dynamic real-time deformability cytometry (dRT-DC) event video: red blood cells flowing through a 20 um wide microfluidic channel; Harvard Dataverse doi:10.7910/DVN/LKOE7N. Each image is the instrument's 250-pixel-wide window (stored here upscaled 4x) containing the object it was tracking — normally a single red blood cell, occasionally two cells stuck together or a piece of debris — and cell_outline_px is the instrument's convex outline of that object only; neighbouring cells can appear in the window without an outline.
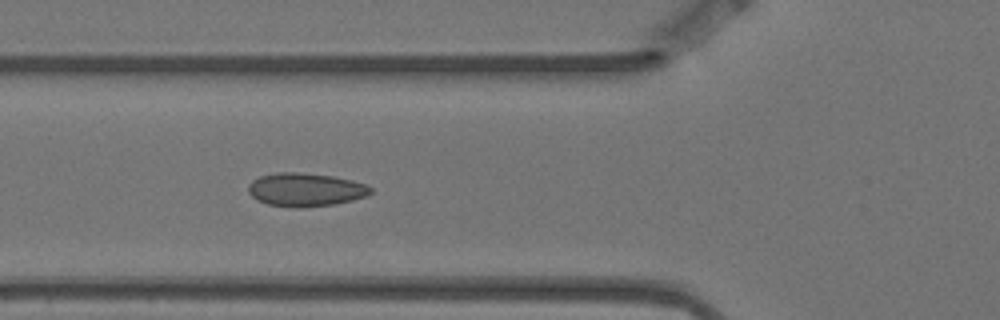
{"species": "Egyptian fruit bat (a non-hibernating species)", "species_latin": "Rousettus aegyptiacus", "temperature_condition": "warm", "stored_images_in_passage": 3, "camera_frame_rate_fps": 3000, "um_per_image_px": 0.085, "animal": {"sex": "female"}, "frame": {"image": 1, "passage_image": 3, "time_ms": 0.667, "image_size_px": [1000, 320], "cell_outline_px": [[372, 192], [364, 196], [352, 200], [332, 204], [300, 208], [292, 208], [268, 204], [256, 200], [248, 192], [248, 184], [252, 180], [260, 176], [276, 172], [296, 172], [332, 176], [352, 180], [364, 184], [372, 188]], "centroid_in_image_um": [25.91, 16.12], "position_along_channel_um": 99.9, "area_um2": 23.76}}